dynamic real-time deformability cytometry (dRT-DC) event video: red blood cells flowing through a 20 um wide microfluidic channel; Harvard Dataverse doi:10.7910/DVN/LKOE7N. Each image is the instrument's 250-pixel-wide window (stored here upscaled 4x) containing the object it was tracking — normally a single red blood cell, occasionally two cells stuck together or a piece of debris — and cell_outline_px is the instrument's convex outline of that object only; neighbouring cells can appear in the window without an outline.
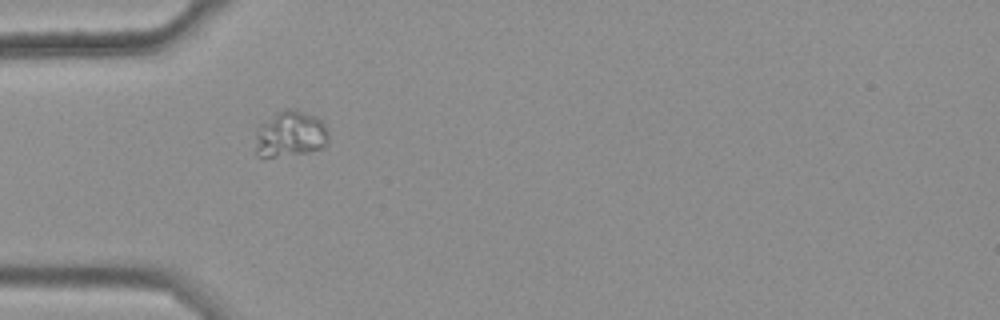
{"species": "common noctule bat (a hibernating species)", "species_latin": "Nyctalus noctula", "temperature_condition": "warm", "stored_images_in_passage": 35, "camera_frame_rate_fps": 3000, "um_per_image_px": 0.085, "animal": {"sex": "female", "body_mass_g": 25.1}, "frame": {"image": 1, "passage_image": 1, "time_ms": 0.0, "image_size_px": [1000, 320], "cell_outline_px": [[328, 144], [324, 148], [308, 152], [276, 156], [256, 156], [256, 132], [260, 124], [276, 112], [288, 108], [296, 108], [316, 116], [324, 124], [328, 132]], "centroid_in_image_um": [24.7, 11.37], "position_along_channel_um": 60.3, "area_um2": 19.77}}
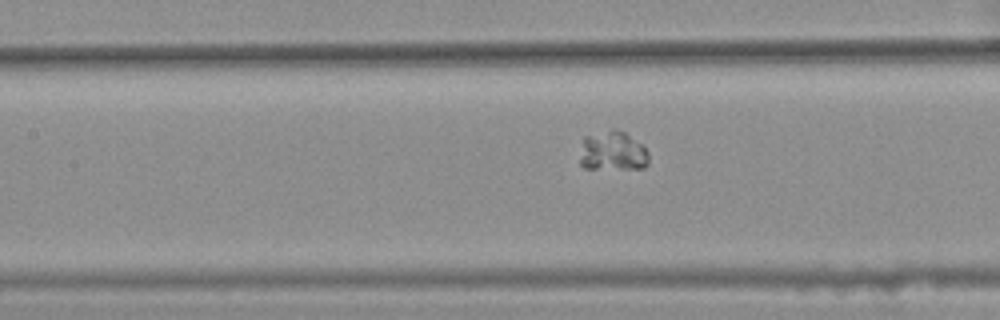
{"frame": {"image": 2, "passage_image": 9, "time_ms": 2.667, "image_size_px": [1000, 320], "cell_outline_px": [[648, 164], [644, 168], [584, 168], [580, 164], [580, 160], [584, 136], [616, 128], [624, 132], [640, 144], [648, 152]], "centroid_in_image_um": [52.07, 12.85], "position_along_channel_um": 155.3, "area_um2": 15.61}}
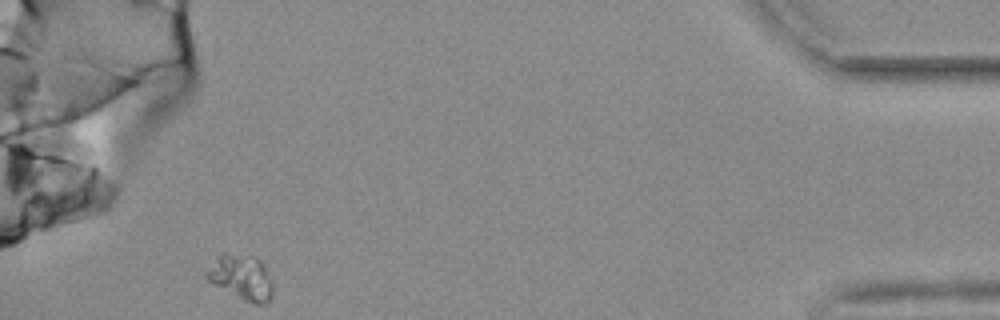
{"frame": {"image": 3, "passage_image": 35, "time_ms": 11.333, "image_size_px": [1000, 320], "cell_outline_px": [[272, 300], [268, 304], [252, 304], [244, 300], [208, 280], [204, 276], [220, 256], [224, 252], [252, 256], [260, 260], [264, 264], [272, 284]], "centroid_in_image_um": [20.59, 23.6], "position_along_channel_um": 414.6, "area_um2": 16.99}}